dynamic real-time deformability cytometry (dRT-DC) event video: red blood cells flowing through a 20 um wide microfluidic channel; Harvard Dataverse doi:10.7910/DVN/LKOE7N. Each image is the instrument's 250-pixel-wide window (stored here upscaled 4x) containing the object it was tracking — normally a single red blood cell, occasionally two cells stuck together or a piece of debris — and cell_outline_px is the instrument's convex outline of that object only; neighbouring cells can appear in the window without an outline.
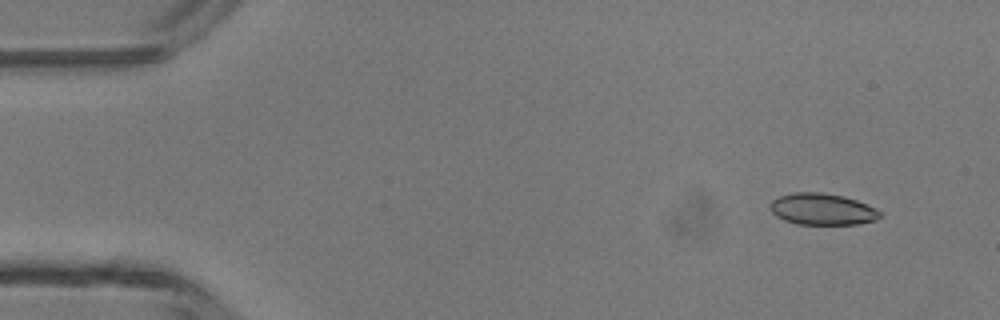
{"species": "common noctule bat (a hibernating species)", "species_latin": "Nyctalus noctula", "temperature_condition": "room temperature", "stored_images_in_passage": 45, "camera_frame_rate_fps": 3000, "um_per_image_px": 0.085, "animal": {"sex": "male", "body_mass_g": 13.3}, "frame": {"image": 1, "passage_image": 2, "time_ms": 0.333, "image_size_px": [1000, 320], "cell_outline_px": [[880, 216], [876, 220], [860, 224], [796, 224], [784, 220], [776, 216], [768, 208], [772, 200], [780, 196], [792, 192], [820, 192], [844, 196], [856, 200], [880, 212]], "centroid_in_image_um": [69.83, 17.78], "position_along_channel_um": 15.2, "area_um2": 20.11}}
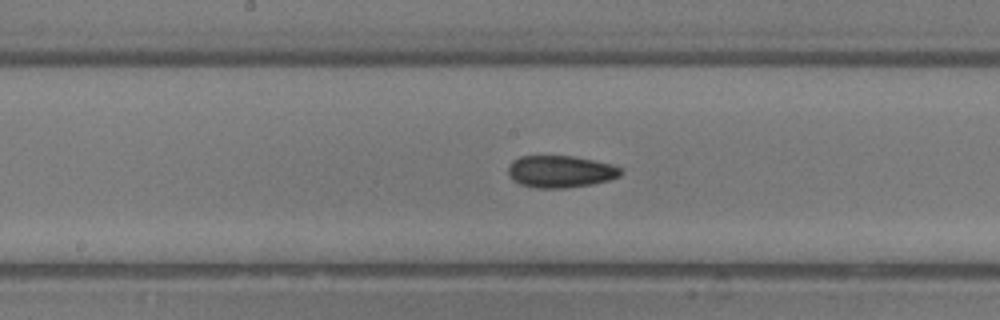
{"frame": {"image": 2, "passage_image": 22, "time_ms": 7.0, "image_size_px": [1000, 320], "cell_outline_px": [[620, 176], [608, 180], [592, 184], [568, 188], [536, 188], [520, 184], [512, 180], [508, 172], [508, 168], [512, 160], [520, 156], [572, 156], [612, 164], [620, 168]], "centroid_in_image_um": [47.6, 14.59], "position_along_channel_um": 200.6, "area_um2": 20.98}}
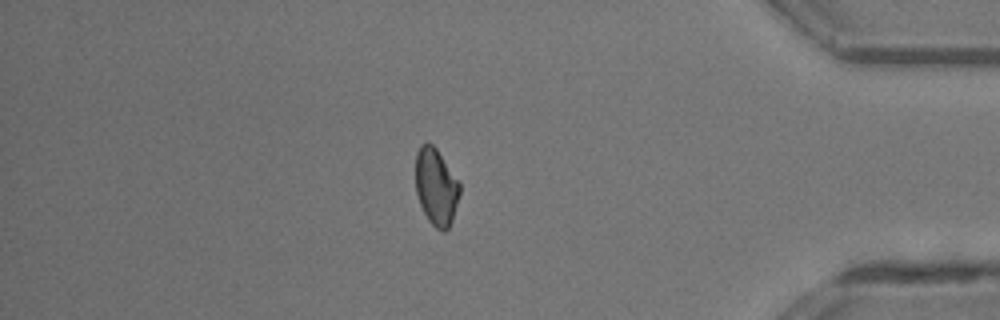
{"frame": {"image": 3, "passage_image": 38, "time_ms": 12.333, "image_size_px": [1000, 320], "cell_outline_px": [[460, 192], [452, 220], [448, 228], [444, 232], [436, 228], [428, 220], [420, 204], [416, 192], [416, 152], [420, 144], [432, 144], [436, 148], [460, 184]], "centroid_in_image_um": [37.06, 15.89], "position_along_channel_um": 398.1, "area_um2": 19.48}, "authors_computed_cell_mechanics": {"area_um2": 20.5768, "velocity_mm_per_s": 4.401, "shape_relaxation_time_tau1_ms": 4.5992, "shape_relaxation_time_tau2_ms": 5.0426, "deformation_change_tau1": 0.1109, "deformation_change_tau2": 0.0998}}